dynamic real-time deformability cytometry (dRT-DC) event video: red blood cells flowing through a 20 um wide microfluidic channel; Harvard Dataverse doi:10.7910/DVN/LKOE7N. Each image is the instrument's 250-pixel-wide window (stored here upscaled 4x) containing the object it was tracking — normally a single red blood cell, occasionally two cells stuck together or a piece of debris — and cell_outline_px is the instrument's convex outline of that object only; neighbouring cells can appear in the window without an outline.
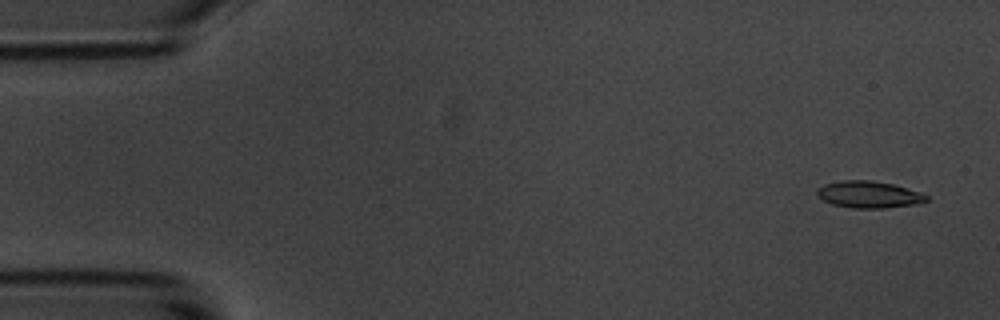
{"species": "common noctule bat (a hibernating species)", "species_latin": "Nyctalus noctula", "temperature_condition": "room temperature", "stored_images_in_passage": 4, "camera_frame_rate_fps": 3000, "um_per_image_px": 0.085, "animal": {"sex": "male", "body_mass_g": 20.1, "forearm_length_mm": 53.5}, "frame": {"image": 1, "passage_image": 1, "time_ms": 0.0, "image_size_px": [1000, 320], "cell_outline_px": [[928, 200], [916, 204], [884, 208], [852, 208], [832, 204], [824, 200], [816, 192], [816, 188], [824, 184], [840, 180], [872, 180], [892, 184], [920, 192], [928, 196]], "centroid_in_image_um": [73.83, 16.53], "position_along_channel_um": 11.2, "area_um2": 17.05}}
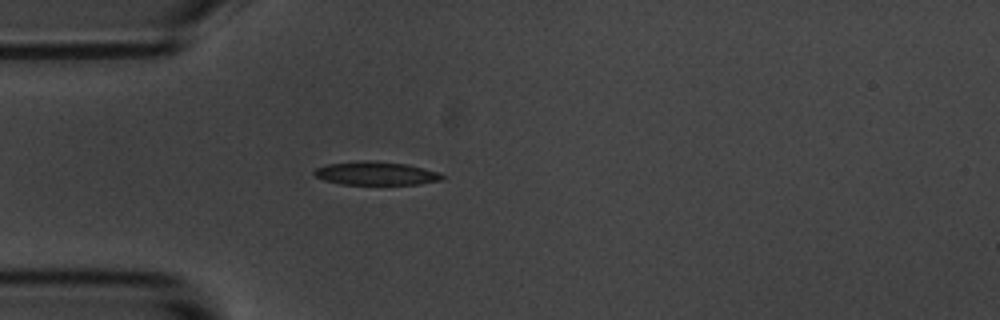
{"frame": {"image": 2, "passage_image": 4, "time_ms": 4.333, "image_size_px": [1000, 320], "cell_outline_px": [[444, 176], [440, 180], [420, 184], [340, 184], [324, 180], [316, 176], [312, 172], [316, 168], [328, 164], [372, 160], [408, 164], [440, 172]], "centroid_in_image_um": [31.97, 14.73], "position_along_channel_um": 53.0, "area_um2": 17.34}}